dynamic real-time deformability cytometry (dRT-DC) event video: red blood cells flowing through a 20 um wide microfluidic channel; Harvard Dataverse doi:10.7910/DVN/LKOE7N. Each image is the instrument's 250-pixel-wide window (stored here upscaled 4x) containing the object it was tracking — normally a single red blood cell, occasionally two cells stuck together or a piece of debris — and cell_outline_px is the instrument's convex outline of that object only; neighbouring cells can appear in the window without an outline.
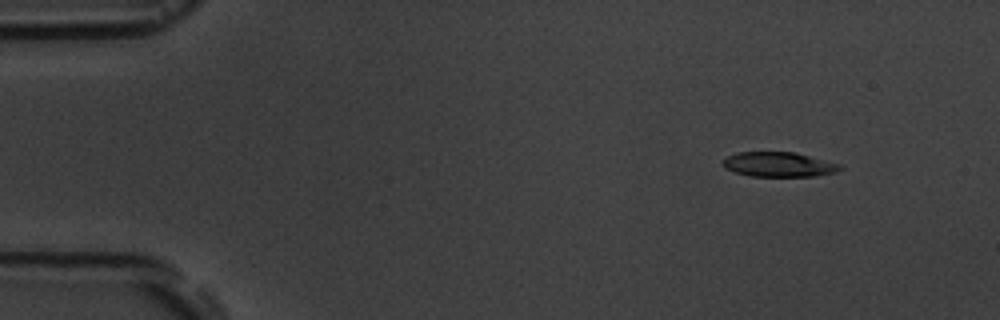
{"species": "common noctule bat (a hibernating species)", "species_latin": "Nyctalus noctula", "temperature_condition": "room temperature", "stored_images_in_passage": 4, "camera_frame_rate_fps": 3000, "um_per_image_px": 0.085, "animal": {"sex": "male", "body_mass_g": 19.5, "forearm_length_mm": 54.6}, "frame": {"image": 1, "passage_image": 2, "time_ms": 1.333, "image_size_px": [1000, 320], "cell_outline_px": [[844, 168], [836, 172], [816, 176], [748, 176], [724, 168], [724, 160], [728, 156], [736, 152], [792, 152], [840, 164]], "centroid_in_image_um": [66.2, 13.98], "position_along_channel_um": 18.8, "area_um2": 16.7}}
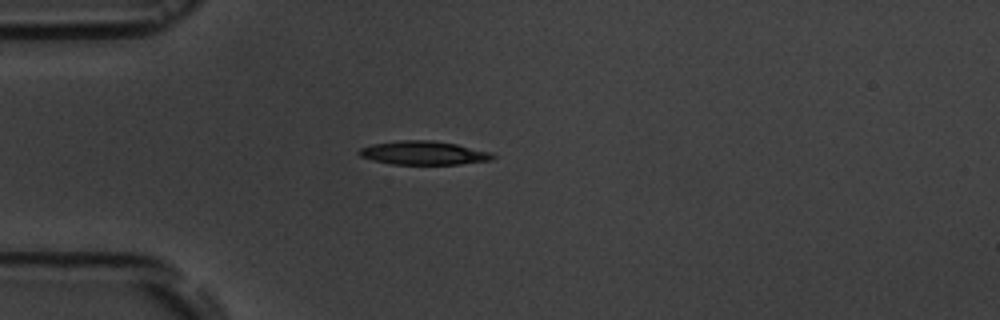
{"frame": {"image": 2, "passage_image": 4, "time_ms": 4.333, "image_size_px": [1000, 320], "cell_outline_px": [[496, 156], [492, 160], [460, 164], [392, 164], [372, 160], [360, 156], [356, 152], [360, 148], [372, 144], [400, 140], [432, 140], [456, 144], [492, 152]], "centroid_in_image_um": [36.01, 13.0], "position_along_channel_um": 49.0, "area_um2": 18.5}}